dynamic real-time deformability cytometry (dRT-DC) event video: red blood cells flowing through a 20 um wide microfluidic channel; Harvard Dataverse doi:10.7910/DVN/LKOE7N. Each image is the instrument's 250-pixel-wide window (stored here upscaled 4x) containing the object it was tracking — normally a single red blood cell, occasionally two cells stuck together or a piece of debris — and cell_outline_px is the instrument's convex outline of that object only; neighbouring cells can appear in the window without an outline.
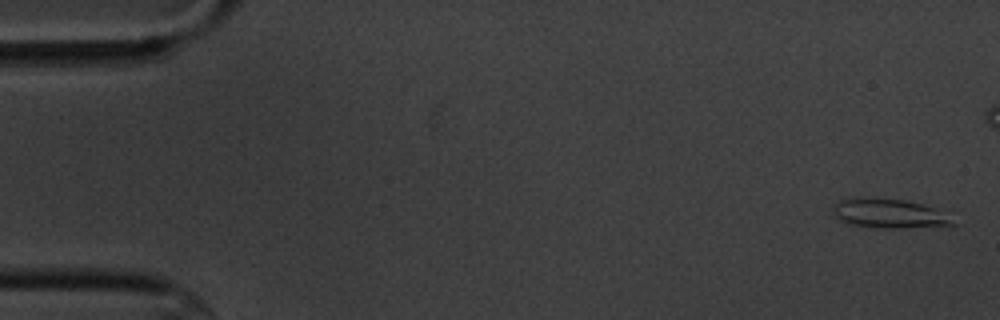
{"species": "common noctule bat (a hibernating species)", "species_latin": "Nyctalus noctula", "temperature_condition": "cold", "stored_images_in_passage": 5, "camera_frame_rate_fps": 3000, "um_per_image_px": 0.085, "animal": {"sex": "male", "body_mass_g": 20.1, "forearm_length_mm": 53.5}, "frame": {"image": 1, "passage_image": 1, "time_ms": 0.0, "image_size_px": [1000, 320], "cell_outline_px": [[956, 224], [904, 228], [884, 228], [848, 224], [836, 220], [832, 212], [832, 208], [840, 200], [904, 200], [920, 204], [932, 208]], "centroid_in_image_um": [75.46, 18.2], "position_along_channel_um": 9.5, "area_um2": 19.19}}